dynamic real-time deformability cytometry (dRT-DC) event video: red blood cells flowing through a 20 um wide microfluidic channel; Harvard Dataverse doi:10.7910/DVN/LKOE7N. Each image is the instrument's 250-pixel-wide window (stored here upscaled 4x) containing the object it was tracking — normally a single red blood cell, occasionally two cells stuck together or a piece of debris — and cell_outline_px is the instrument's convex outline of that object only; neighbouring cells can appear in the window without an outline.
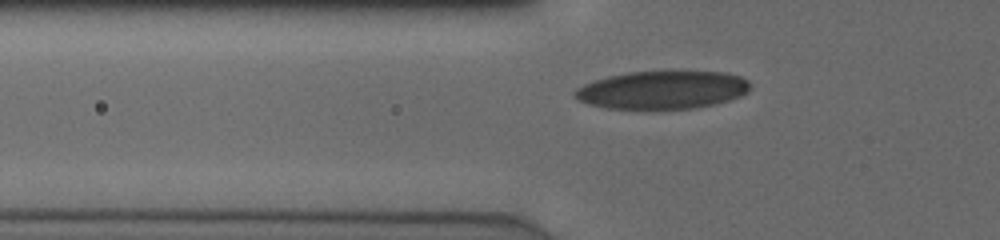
{"species": "human", "species_latin": "Homo sapiens", "temperature_condition": "cold", "stored_images_in_passage": 41, "camera_frame_rate_fps": 3000, "um_per_image_px": 0.085, "donor": {"sex": "male"}, "frame": {"image": 1, "passage_image": 11, "time_ms": 3.333, "image_size_px": [1000, 240], "cell_outline_px": [[748, 92], [740, 96], [728, 100], [712, 104], [692, 108], [604, 108], [588, 104], [572, 96], [572, 92], [576, 88], [592, 80], [608, 76], [628, 72], [724, 72], [740, 76], [748, 80]], "centroid_in_image_um": [56.24, 7.64], "position_along_channel_um": 69.6, "area_um2": 38.49}}
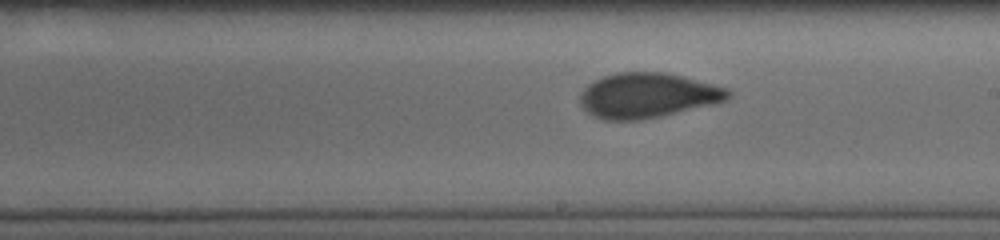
{"frame": {"image": 2, "passage_image": 24, "time_ms": 7.667, "image_size_px": [1000, 240], "cell_outline_px": [[732, 96], [728, 100], [716, 104], [644, 120], [604, 120], [588, 112], [580, 104], [580, 92], [588, 84], [604, 76], [616, 72], [664, 72], [728, 88], [732, 92]], "centroid_in_image_um": [55.07, 8.12], "position_along_channel_um": 233.9, "area_um2": 38.96}}
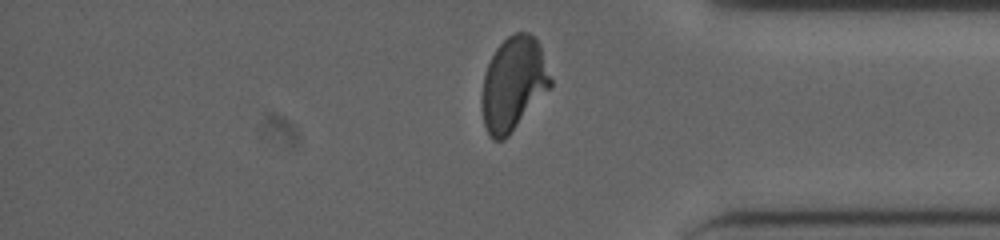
{"frame": {"image": 3, "passage_image": 37, "time_ms": 12.0, "image_size_px": [1000, 240], "cell_outline_px": [[552, 84], [508, 136], [504, 140], [492, 140], [484, 124], [480, 104], [480, 100], [484, 76], [488, 64], [496, 48], [508, 36], [516, 32], [528, 32], [536, 36], [552, 80]], "centroid_in_image_um": [43.61, 7.11], "position_along_channel_um": 391.6, "area_um2": 37.17}, "authors_computed_cell_mechanics": {"area_um2": 37.9168, "velocity_mm_per_s": 3.8669, "shape_relaxation_time_tau1_ms": 7.3189, "shape_relaxation_time_tau2_ms": 0.7434, "deformation_change_tau1": 0.1973, "deformation_change_tau2": 0.0446}}